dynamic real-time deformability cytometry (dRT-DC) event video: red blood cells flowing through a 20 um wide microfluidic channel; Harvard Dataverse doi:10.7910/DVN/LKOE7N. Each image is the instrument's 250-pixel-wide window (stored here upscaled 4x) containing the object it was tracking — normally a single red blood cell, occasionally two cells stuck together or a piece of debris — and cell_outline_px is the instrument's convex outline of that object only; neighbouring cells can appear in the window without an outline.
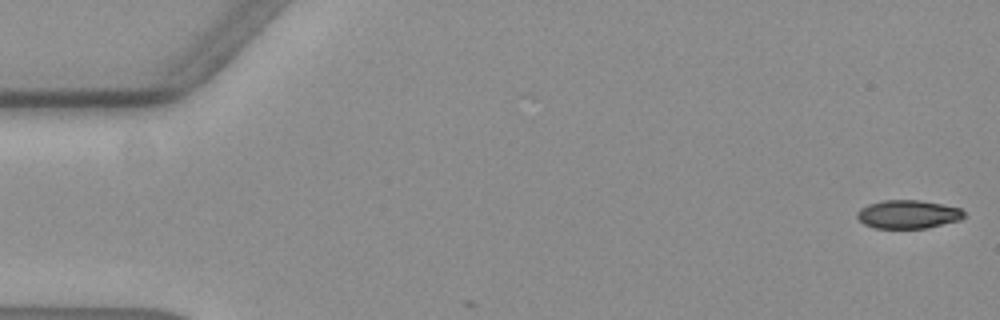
{"species": "common noctule bat (a hibernating species)", "species_latin": "Nyctalus noctula", "temperature_condition": "warm", "stored_images_in_passage": 4, "camera_frame_rate_fps": 3000, "um_per_image_px": 0.085, "animal": {"sex": "female", "body_mass_g": 19.3, "forearm_length_mm": 54.1}, "frame": {"image": 1, "passage_image": 1, "time_ms": 0.0, "image_size_px": [1000, 320], "cell_outline_px": [[964, 216], [960, 220], [924, 228], [876, 228], [864, 224], [856, 216], [856, 212], [860, 208], [868, 204], [884, 200], [920, 200], [960, 208], [964, 212]], "centroid_in_image_um": [77.15, 18.21], "position_along_channel_um": 7.9, "area_um2": 17.57}}